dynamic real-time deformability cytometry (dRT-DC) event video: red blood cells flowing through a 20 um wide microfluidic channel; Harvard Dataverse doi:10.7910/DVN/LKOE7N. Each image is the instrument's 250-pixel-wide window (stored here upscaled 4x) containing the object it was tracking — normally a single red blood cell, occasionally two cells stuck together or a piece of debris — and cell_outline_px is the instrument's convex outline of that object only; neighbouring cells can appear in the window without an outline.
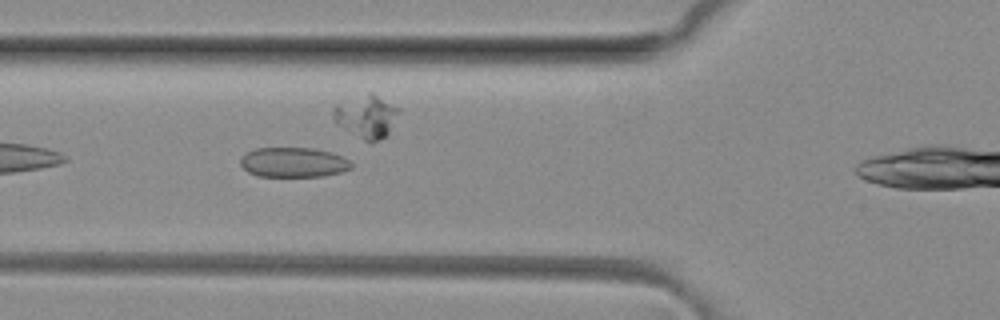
{"species": "common noctule bat (a hibernating species)", "species_latin": "Nyctalus noctula", "temperature_condition": "room temperature", "stored_images_in_passage": 33, "camera_frame_rate_fps": 3000, "um_per_image_px": 0.085, "animal": {"sex": "female", "body_mass_g": 29.2, "forearm_length_mm": 56.3}, "frame": {"image": 1, "passage_image": 10, "time_ms": 3.0, "image_size_px": [1000, 320], "cell_outline_px": [[352, 168], [340, 172], [324, 176], [256, 176], [248, 172], [240, 164], [240, 160], [248, 152], [256, 148], [316, 148], [332, 152], [348, 160], [352, 164]], "centroid_in_image_um": [24.95, 13.8], "position_along_channel_um": 100.8, "area_um2": 19.19}}